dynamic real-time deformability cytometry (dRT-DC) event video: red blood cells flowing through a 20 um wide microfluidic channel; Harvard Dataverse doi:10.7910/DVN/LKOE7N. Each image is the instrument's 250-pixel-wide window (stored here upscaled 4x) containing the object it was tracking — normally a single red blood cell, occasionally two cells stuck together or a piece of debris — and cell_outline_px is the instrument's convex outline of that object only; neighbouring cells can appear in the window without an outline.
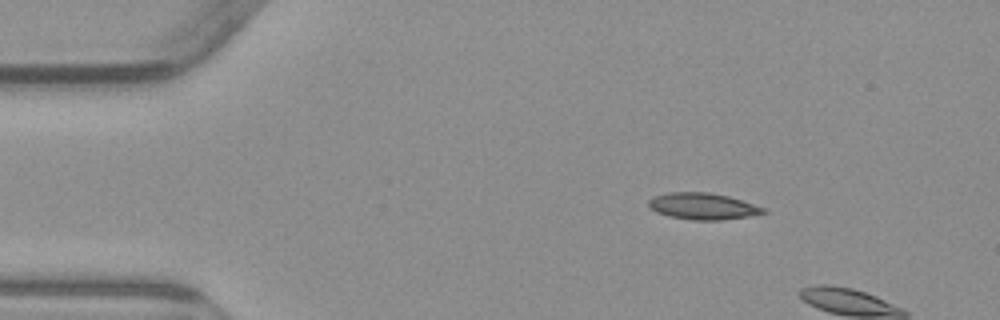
{"species": "common noctule bat (a hibernating species)", "species_latin": "Nyctalus noctula", "temperature_condition": "warm", "stored_images_in_passage": 2, "camera_frame_rate_fps": 3000, "um_per_image_px": 0.085, "animal": {"sex": "male", "body_mass_g": 23.1, "forearm_length_mm": 52.7}, "frame": {"image": 1, "passage_image": 1, "time_ms": 0.0, "image_size_px": [1000, 320], "cell_outline_px": [[768, 212], [748, 216], [720, 220], [692, 220], [668, 216], [656, 212], [648, 204], [648, 200], [652, 196], [668, 192], [708, 192], [728, 196], [768, 208]], "centroid_in_image_um": [59.75, 17.52], "position_along_channel_um": 25.3, "area_um2": 17.86}}